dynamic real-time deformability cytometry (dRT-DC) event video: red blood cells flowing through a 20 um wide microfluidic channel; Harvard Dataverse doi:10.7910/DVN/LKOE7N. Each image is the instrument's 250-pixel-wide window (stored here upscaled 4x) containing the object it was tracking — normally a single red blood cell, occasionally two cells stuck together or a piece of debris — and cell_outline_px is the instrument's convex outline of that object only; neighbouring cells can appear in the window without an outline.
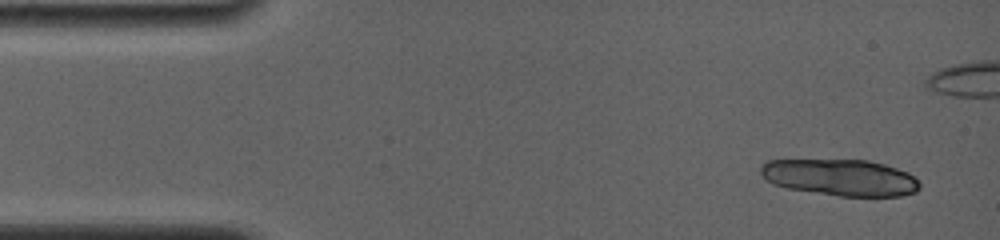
{"species": "common noctule bat (a hibernating species)", "species_latin": "Nyctalus noctula", "temperature_condition": "room temperature", "stored_images_in_passage": 4, "camera_frame_rate_fps": 4000, "um_per_image_px": 0.085, "animal": {"sex": "female", "body_mass_g": 19.0, "forearm_length_mm": 56.7}, "frame": {"image": 1, "passage_image": 2, "time_ms": 0.5, "image_size_px": [1000, 240], "cell_outline_px": [[920, 188], [916, 192], [904, 196], [840, 196], [788, 188], [772, 184], [764, 180], [760, 172], [760, 168], [768, 160], [868, 160], [884, 164], [908, 172], [920, 184]], "centroid_in_image_um": [71.43, 15.09], "position_along_channel_um": 13.6, "area_um2": 33.81}}